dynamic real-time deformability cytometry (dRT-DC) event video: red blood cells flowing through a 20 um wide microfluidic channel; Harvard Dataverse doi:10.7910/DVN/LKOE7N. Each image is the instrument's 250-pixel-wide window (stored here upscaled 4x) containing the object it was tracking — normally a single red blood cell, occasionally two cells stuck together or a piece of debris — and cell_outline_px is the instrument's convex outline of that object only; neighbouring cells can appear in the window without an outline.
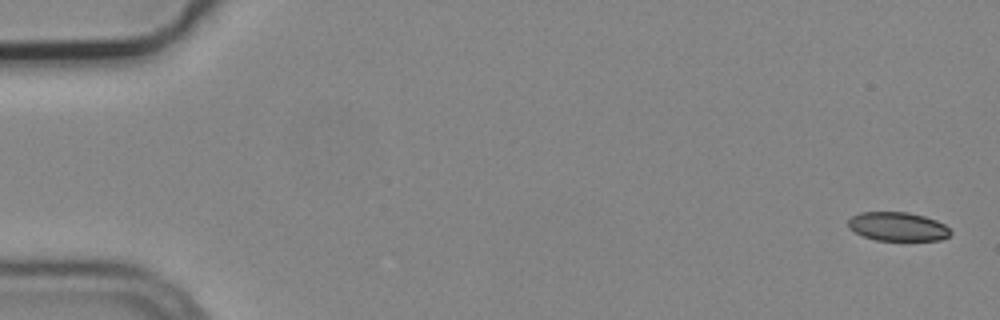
{"species": "common noctule bat (a hibernating species)", "species_latin": "Nyctalus noctula", "temperature_condition": "cold", "stored_images_in_passage": 6, "camera_frame_rate_fps": 3000, "um_per_image_px": 0.085, "animal": {"sex": "male", "body_mass_g": 19.2, "forearm_length_mm": 51.8}, "frame": {"image": 1, "passage_image": 1, "time_ms": 0.0, "image_size_px": [1000, 320], "cell_outline_px": [[952, 232], [948, 236], [940, 240], [876, 240], [864, 236], [848, 228], [848, 220], [852, 216], [860, 212], [908, 212], [924, 216], [936, 220], [944, 224]], "centroid_in_image_um": [76.3, 19.25], "position_along_channel_um": 8.7, "area_um2": 17.11}}
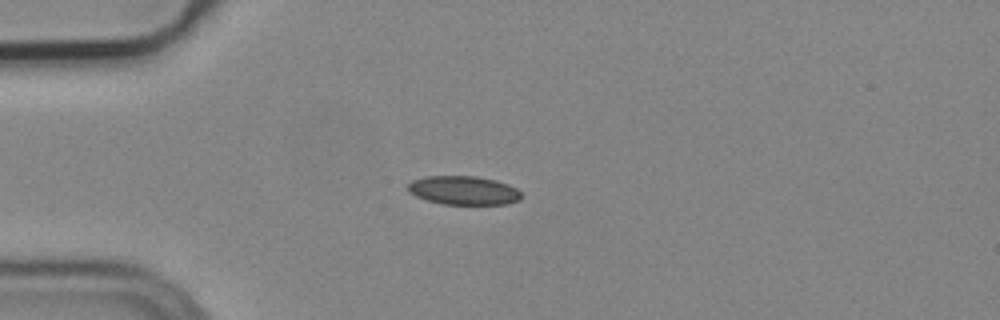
{"frame": {"image": 2, "passage_image": 4, "time_ms": 1.0, "image_size_px": [1000, 320], "cell_outline_px": [[520, 200], [508, 204], [444, 204], [428, 200], [416, 196], [408, 192], [408, 184], [412, 180], [428, 176], [476, 176], [496, 180], [508, 184], [516, 188], [520, 192]], "centroid_in_image_um": [39.41, 16.18], "position_along_channel_um": 45.6, "area_um2": 18.96}}
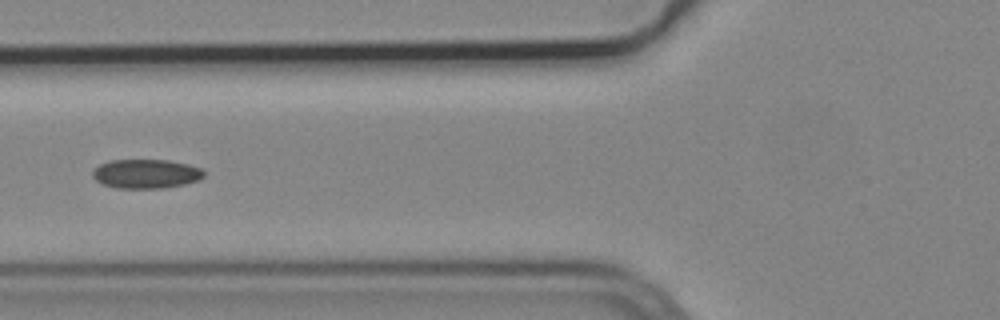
{"frame": {"image": 3, "passage_image": 6, "time_ms": 1.667, "image_size_px": [1000, 320], "cell_outline_px": [[204, 176], [200, 180], [184, 184], [164, 188], [116, 188], [104, 184], [96, 180], [92, 176], [92, 172], [100, 164], [108, 160], [168, 160], [188, 164], [200, 168], [204, 172]], "centroid_in_image_um": [12.42, 14.77], "position_along_channel_um": 113.4, "area_um2": 18.9}}